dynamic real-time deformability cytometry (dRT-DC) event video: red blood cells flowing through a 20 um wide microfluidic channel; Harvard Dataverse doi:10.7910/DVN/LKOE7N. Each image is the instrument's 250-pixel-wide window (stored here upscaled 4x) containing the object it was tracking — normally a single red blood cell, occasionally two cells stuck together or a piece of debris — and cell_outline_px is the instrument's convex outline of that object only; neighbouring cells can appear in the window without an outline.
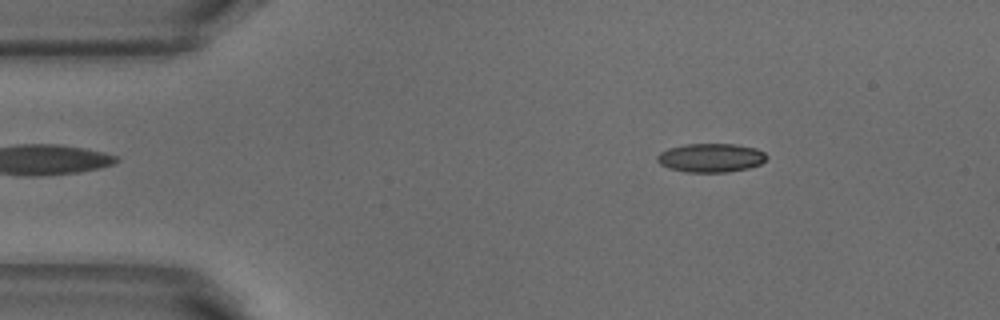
{"species": "common noctule bat (a hibernating species)", "species_latin": "Nyctalus noctula", "temperature_condition": "warm", "stored_images_in_passage": 51, "camera_frame_rate_fps": 3000, "um_per_image_px": 0.085, "animal": {"sex": "male", "body_mass_g": 18.8}, "frame": {"image": 1, "passage_image": 7, "time_ms": 2.0, "image_size_px": [1000, 320], "cell_outline_px": [[768, 156], [760, 164], [748, 168], [728, 172], [688, 172], [668, 168], [660, 164], [656, 160], [656, 156], [660, 152], [668, 148], [684, 144], [736, 144], [756, 148], [764, 152]], "centroid_in_image_um": [60.4, 13.4], "position_along_channel_um": 24.6, "area_um2": 18.44}}
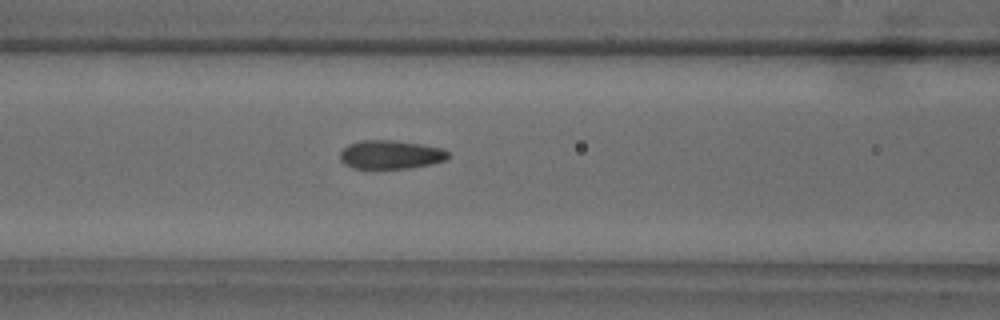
{"frame": {"image": 2, "passage_image": 20, "time_ms": 6.333, "image_size_px": [1000, 320], "cell_outline_px": [[448, 156], [444, 160], [432, 164], [408, 168], [352, 168], [344, 164], [340, 160], [340, 152], [348, 144], [360, 140], [392, 140], [420, 144], [440, 148], [448, 152]], "centroid_in_image_um": [33.15, 13.14], "position_along_channel_um": 133.4, "area_um2": 17.92}}
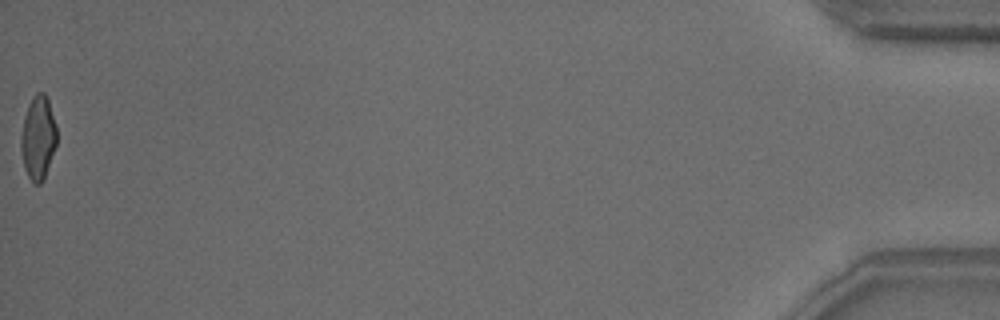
{"frame": {"image": 3, "passage_image": 51, "time_ms": 16.667, "image_size_px": [1000, 320], "cell_outline_px": [[56, 144], [44, 180], [40, 184], [36, 184], [28, 176], [24, 168], [20, 148], [20, 136], [24, 116], [28, 104], [32, 96], [36, 92], [44, 92], [48, 100], [56, 124]], "centroid_in_image_um": [3.22, 11.69], "position_along_channel_um": 432.0, "area_um2": 17.57}, "authors_computed_cell_mechanics": {"area_um2": 18.1492, "velocity_mm_per_s": 3.8834, "shape_relaxation_time_tau1_ms": 6.4764, "shape_relaxation_time_tau2_ms": 1.1614, "deformation_change_tau1": 0.1641, "deformation_change_tau2": 0.0586}}